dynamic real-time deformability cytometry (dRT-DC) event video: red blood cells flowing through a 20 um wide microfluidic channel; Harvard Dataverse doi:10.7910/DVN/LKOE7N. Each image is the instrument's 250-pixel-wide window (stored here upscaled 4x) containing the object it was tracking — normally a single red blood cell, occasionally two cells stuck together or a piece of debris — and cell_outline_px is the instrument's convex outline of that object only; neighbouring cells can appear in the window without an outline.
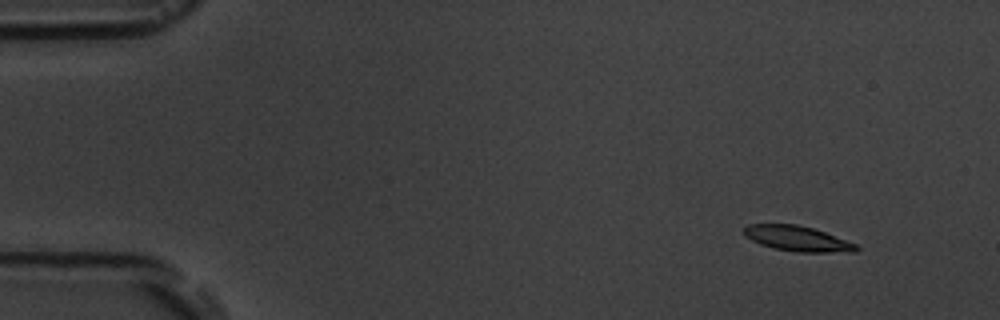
{"species": "common noctule bat (a hibernating species)", "species_latin": "Nyctalus noctula", "temperature_condition": "room temperature", "stored_images_in_passage": 4, "camera_frame_rate_fps": 3000, "um_per_image_px": 0.085, "animal": {"sex": "male", "body_mass_g": 19.5, "forearm_length_mm": 54.6}, "frame": {"image": 1, "passage_image": 1, "time_ms": 0.0, "image_size_px": [1000, 320], "cell_outline_px": [[860, 248], [856, 252], [800, 252], [776, 248], [760, 244], [744, 236], [744, 228], [748, 224], [796, 224], [812, 228], [824, 232], [856, 244]], "centroid_in_image_um": [67.78, 20.28], "position_along_channel_um": 17.2, "area_um2": 16.3}}
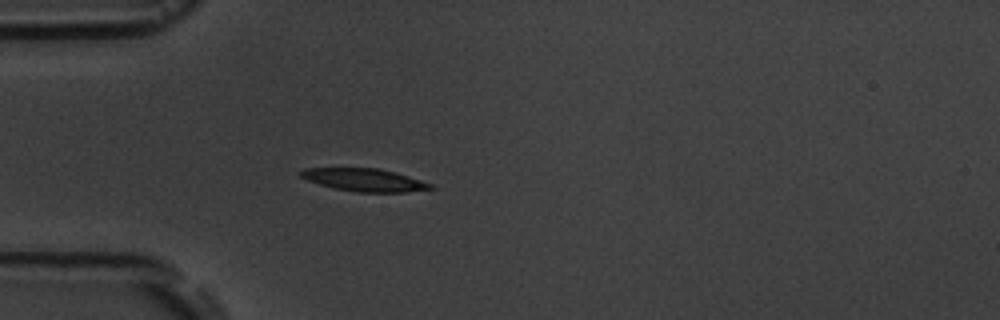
{"frame": {"image": 2, "passage_image": 4, "time_ms": 3.667, "image_size_px": [1000, 320], "cell_outline_px": [[436, 188], [404, 192], [356, 192], [332, 188], [308, 180], [300, 176], [296, 172], [304, 168], [376, 168], [396, 172], [432, 184]], "centroid_in_image_um": [30.94, 15.29], "position_along_channel_um": 54.1, "area_um2": 17.22}}